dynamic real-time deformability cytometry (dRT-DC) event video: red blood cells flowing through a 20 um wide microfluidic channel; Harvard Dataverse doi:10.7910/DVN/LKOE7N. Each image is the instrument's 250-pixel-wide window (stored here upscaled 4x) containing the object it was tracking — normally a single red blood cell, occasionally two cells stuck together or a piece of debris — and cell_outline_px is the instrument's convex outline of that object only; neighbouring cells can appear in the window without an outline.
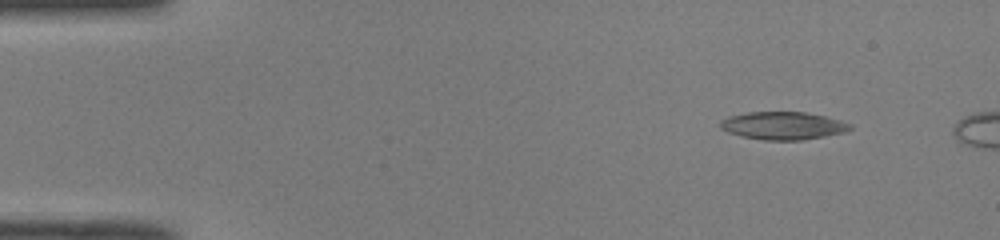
{"species": "common noctule bat (a hibernating species)", "species_latin": "Nyctalus noctula", "temperature_condition": "room temperature", "stored_images_in_passage": 42, "camera_frame_rate_fps": 3000, "um_per_image_px": 0.085, "animal": {"sex": "male", "body_mass_g": 19.0, "forearm_length_mm": 50.8}, "frame": {"image": 1, "passage_image": 1, "time_ms": 0.0, "image_size_px": [1000, 240], "cell_outline_px": [[852, 128], [844, 132], [824, 136], [800, 140], [764, 140], [744, 136], [728, 132], [720, 128], [720, 120], [728, 116], [748, 112], [804, 112], [824, 116], [840, 120], [852, 124]], "centroid_in_image_um": [66.55, 10.67], "position_along_channel_um": 18.5, "area_um2": 20.87}}
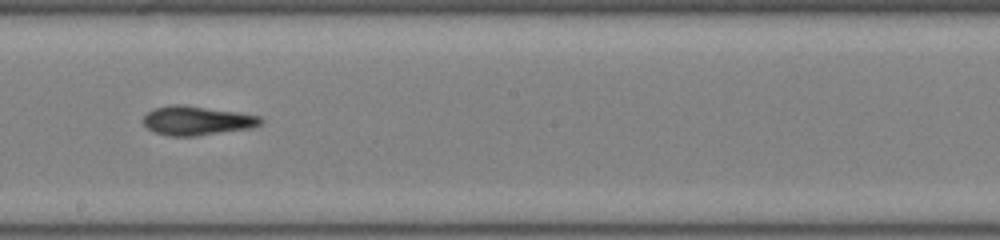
{"frame": {"image": 2, "passage_image": 24, "time_ms": 7.667, "image_size_px": [1000, 240], "cell_outline_px": [[264, 120], [260, 124], [248, 128], [196, 136], [168, 136], [156, 132], [148, 128], [144, 124], [144, 116], [152, 108], [172, 104], [184, 104], [236, 112], [260, 116]], "centroid_in_image_um": [16.7, 10.24], "position_along_channel_um": 231.5, "area_um2": 19.77}}
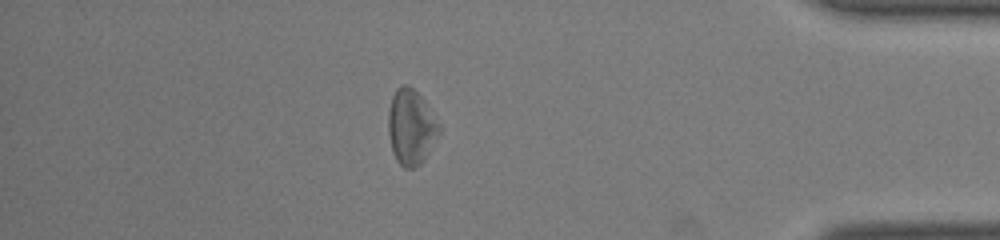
{"frame": {"image": 3, "passage_image": 39, "time_ms": 12.667, "image_size_px": [1000, 240], "cell_outline_px": [[440, 132], [424, 160], [416, 168], [404, 168], [396, 160], [392, 152], [388, 132], [388, 112], [392, 96], [396, 88], [400, 84], [408, 84], [424, 100], [440, 124]], "centroid_in_image_um": [34.93, 10.8], "position_along_channel_um": 400.3, "area_um2": 22.43}}